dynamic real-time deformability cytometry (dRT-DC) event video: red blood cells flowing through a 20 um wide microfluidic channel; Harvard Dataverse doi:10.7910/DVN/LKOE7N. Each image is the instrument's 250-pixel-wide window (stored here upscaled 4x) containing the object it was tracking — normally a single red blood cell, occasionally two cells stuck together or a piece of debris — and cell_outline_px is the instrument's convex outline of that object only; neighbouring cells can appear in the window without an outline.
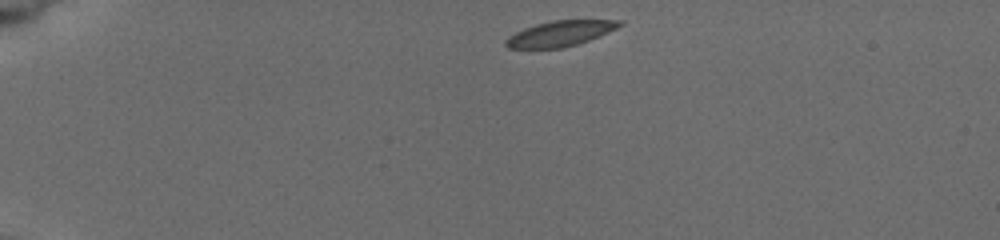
{"species": "common noctule bat (a hibernating species)", "species_latin": "Nyctalus noctula", "temperature_condition": "cold", "stored_images_in_passage": 8, "camera_frame_rate_fps": 3000, "um_per_image_px": 0.085, "animal": {"sex": "female", "body_mass_g": 19.5, "forearm_length_mm": 54.1}, "frame": {"image": 1, "passage_image": 1, "time_ms": 0.0, "image_size_px": [1000, 240], "cell_outline_px": [[624, 24], [616, 28], [588, 40], [576, 44], [560, 48], [508, 48], [504, 44], [504, 40], [508, 36], [524, 28], [536, 24], [552, 20], [624, 20]], "centroid_in_image_um": [47.58, 2.84], "position_along_channel_um": 37.4, "area_um2": 16.7}}